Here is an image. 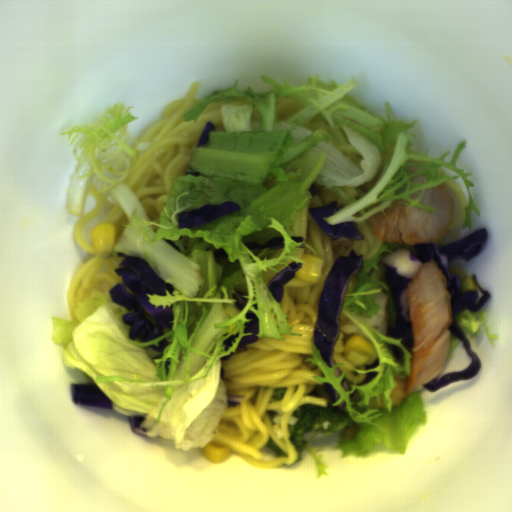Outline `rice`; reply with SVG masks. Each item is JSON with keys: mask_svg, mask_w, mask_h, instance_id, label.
I'll use <instances>...</instances> for the list:
<instances>
[{"mask_svg": "<svg viewBox=\"0 0 512 512\" xmlns=\"http://www.w3.org/2000/svg\"><path fill=\"white\" fill-rule=\"evenodd\" d=\"M374 303L380 307L379 313L378 315H373L371 318L367 319V324L388 336L390 321L387 312L386 290L374 296Z\"/></svg>", "mask_w": 512, "mask_h": 512, "instance_id": "obj_1", "label": "rice"}, {"mask_svg": "<svg viewBox=\"0 0 512 512\" xmlns=\"http://www.w3.org/2000/svg\"><path fill=\"white\" fill-rule=\"evenodd\" d=\"M339 331L343 334V340L345 344L347 341L353 336L360 335L363 339L371 342L360 326L354 322L347 314H345L342 310L339 316Z\"/></svg>", "mask_w": 512, "mask_h": 512, "instance_id": "obj_2", "label": "rice"}]
</instances>
